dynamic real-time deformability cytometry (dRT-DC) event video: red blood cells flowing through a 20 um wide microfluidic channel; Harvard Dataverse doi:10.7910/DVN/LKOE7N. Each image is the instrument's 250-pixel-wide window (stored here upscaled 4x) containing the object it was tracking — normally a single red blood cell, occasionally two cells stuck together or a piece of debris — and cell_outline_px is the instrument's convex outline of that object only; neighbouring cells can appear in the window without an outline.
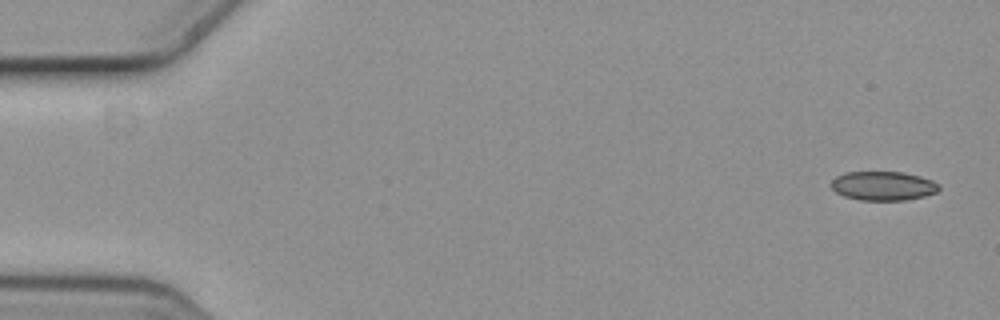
{"species": "common noctule bat (a hibernating species)", "species_latin": "Nyctalus noctula", "temperature_condition": "cold", "stored_images_in_passage": 5, "camera_frame_rate_fps": 3000, "um_per_image_px": 0.085, "animal": {"sex": "female", "body_mass_g": 19.3, "forearm_length_mm": 54.1}, "frame": {"image": 1, "passage_image": 1, "time_ms": 0.0, "image_size_px": [1000, 320], "cell_outline_px": [[940, 188], [936, 192], [924, 196], [904, 200], [860, 200], [844, 196], [836, 192], [832, 188], [832, 180], [836, 176], [844, 172], [904, 172], [920, 176], [932, 180], [940, 184]], "centroid_in_image_um": [75.08, 15.79], "position_along_channel_um": 9.9, "area_um2": 18.26}}
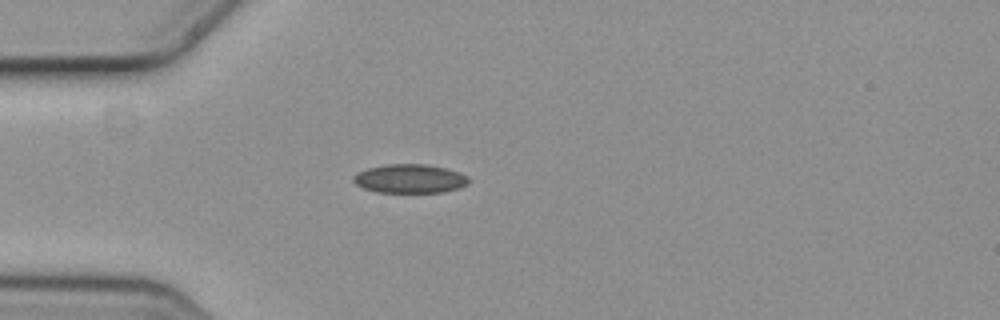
{"frame": {"image": 2, "passage_image": 4, "time_ms": 1.0, "image_size_px": [1000, 320], "cell_outline_px": [[468, 184], [460, 188], [444, 192], [376, 192], [364, 188], [356, 184], [352, 180], [352, 176], [356, 172], [368, 168], [388, 164], [428, 164], [448, 168], [460, 172], [468, 176]], "centroid_in_image_um": [34.85, 15.18], "position_along_channel_um": 50.2, "area_um2": 19.59}}